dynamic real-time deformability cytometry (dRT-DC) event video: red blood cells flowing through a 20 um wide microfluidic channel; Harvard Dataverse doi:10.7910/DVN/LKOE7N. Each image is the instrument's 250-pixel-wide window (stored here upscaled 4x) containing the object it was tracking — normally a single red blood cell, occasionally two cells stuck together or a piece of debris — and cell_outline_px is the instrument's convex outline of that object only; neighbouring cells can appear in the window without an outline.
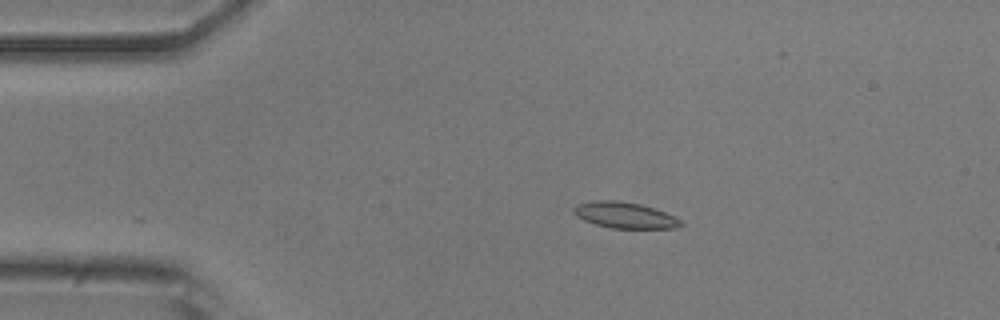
{"species": "common noctule bat (a hibernating species)", "species_latin": "Nyctalus noctula", "temperature_condition": "room temperature", "stored_images_in_passage": 33, "camera_frame_rate_fps": 3000, "um_per_image_px": 0.085, "animal": {"sex": "male", "body_mass_g": 20.5, "forearm_length_mm": 52.5}, "frame": {"image": 1, "passage_image": 1, "time_ms": 0.0, "image_size_px": [1000, 320], "cell_outline_px": [[684, 224], [676, 228], [612, 228], [596, 224], [584, 220], [576, 216], [572, 212], [572, 208], [580, 204], [596, 200], [616, 200], [640, 204], [664, 212], [680, 220]], "centroid_in_image_um": [53.08, 18.29], "position_along_channel_um": 31.9, "area_um2": 16.01}}
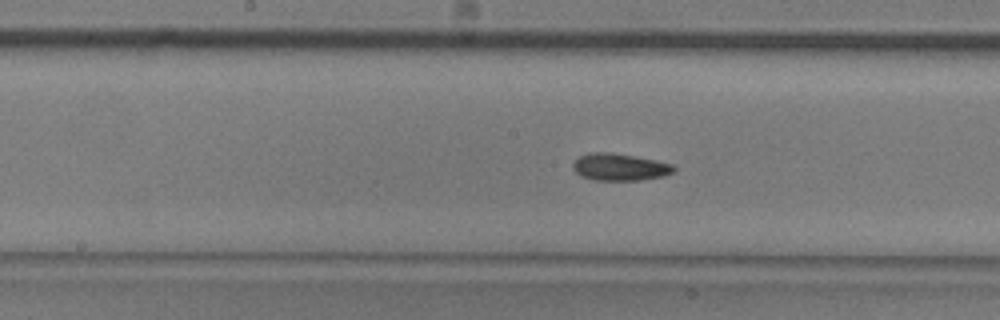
{"frame": {"image": 2, "passage_image": 17, "time_ms": 5.333, "image_size_px": [1000, 320], "cell_outline_px": [[676, 168], [672, 172], [664, 176], [640, 180], [596, 180], [580, 176], [572, 168], [572, 164], [580, 156], [592, 152], [608, 152], [656, 160], [672, 164]], "centroid_in_image_um": [52.67, 14.2], "position_along_channel_um": 195.5, "area_um2": 15.78}}
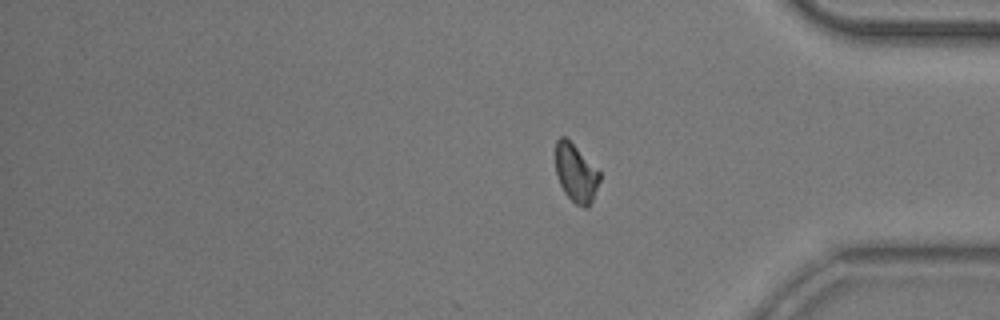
{"frame": {"image": 3, "passage_image": 33, "time_ms": 10.667, "image_size_px": [1000, 320], "cell_outline_px": [[600, 180], [592, 200], [588, 208], [584, 208], [576, 204], [564, 192], [560, 184], [556, 172], [556, 140], [560, 136], [564, 136], [600, 172]], "centroid_in_image_um": [48.94, 14.74], "position_along_channel_um": 386.3, "area_um2": 14.57}, "authors_computed_cell_mechanics": {"area_um2": 15.606, "velocity_mm_per_s": 3.8787, "shape_relaxation_time_tau1_ms": 6.3048, "shape_relaxation_time_tau2_ms": 4.0248, "deformation_change_tau1": 0.1286, "deformation_change_tau2": 0.0841}}